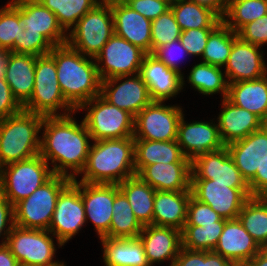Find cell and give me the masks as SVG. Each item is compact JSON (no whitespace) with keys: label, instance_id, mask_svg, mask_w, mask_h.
<instances>
[{"label":"cell","instance_id":"91938a15","mask_svg":"<svg viewBox=\"0 0 267 266\" xmlns=\"http://www.w3.org/2000/svg\"><path fill=\"white\" fill-rule=\"evenodd\" d=\"M263 126L266 128L267 130V120L263 122Z\"/></svg>","mask_w":267,"mask_h":266},{"label":"cell","instance_id":"b9f144b4","mask_svg":"<svg viewBox=\"0 0 267 266\" xmlns=\"http://www.w3.org/2000/svg\"><path fill=\"white\" fill-rule=\"evenodd\" d=\"M23 31L19 7L11 0L0 9V48L15 53V40H19Z\"/></svg>","mask_w":267,"mask_h":266},{"label":"cell","instance_id":"484cf974","mask_svg":"<svg viewBox=\"0 0 267 266\" xmlns=\"http://www.w3.org/2000/svg\"><path fill=\"white\" fill-rule=\"evenodd\" d=\"M222 109L217 117V125L222 143L228 144L246 138L259 130L263 121L254 113L238 107L227 98L221 99Z\"/></svg>","mask_w":267,"mask_h":266},{"label":"cell","instance_id":"4fadbf2b","mask_svg":"<svg viewBox=\"0 0 267 266\" xmlns=\"http://www.w3.org/2000/svg\"><path fill=\"white\" fill-rule=\"evenodd\" d=\"M183 109L177 105L152 101L134 117V139L174 141Z\"/></svg>","mask_w":267,"mask_h":266},{"label":"cell","instance_id":"2e32d148","mask_svg":"<svg viewBox=\"0 0 267 266\" xmlns=\"http://www.w3.org/2000/svg\"><path fill=\"white\" fill-rule=\"evenodd\" d=\"M261 46L244 42L238 36L225 64V75L229 83L256 80L267 75V65L264 61V51Z\"/></svg>","mask_w":267,"mask_h":266},{"label":"cell","instance_id":"681fc988","mask_svg":"<svg viewBox=\"0 0 267 266\" xmlns=\"http://www.w3.org/2000/svg\"><path fill=\"white\" fill-rule=\"evenodd\" d=\"M237 36L244 42L261 46L267 44V14L244 25Z\"/></svg>","mask_w":267,"mask_h":266},{"label":"cell","instance_id":"6125c7cd","mask_svg":"<svg viewBox=\"0 0 267 266\" xmlns=\"http://www.w3.org/2000/svg\"><path fill=\"white\" fill-rule=\"evenodd\" d=\"M170 3L174 2V1H178V0H168Z\"/></svg>","mask_w":267,"mask_h":266},{"label":"cell","instance_id":"d4e9b609","mask_svg":"<svg viewBox=\"0 0 267 266\" xmlns=\"http://www.w3.org/2000/svg\"><path fill=\"white\" fill-rule=\"evenodd\" d=\"M261 249L237 218L225 222L218 244L213 251L243 266Z\"/></svg>","mask_w":267,"mask_h":266},{"label":"cell","instance_id":"7dc6e473","mask_svg":"<svg viewBox=\"0 0 267 266\" xmlns=\"http://www.w3.org/2000/svg\"><path fill=\"white\" fill-rule=\"evenodd\" d=\"M152 55H154L158 60L165 63L167 67H169L170 69L176 70L178 73H180L183 76V88H184V84H185L184 75L182 74L178 63H180L179 60L183 58L184 55L189 56V54L187 53V50L183 47L180 39L171 41L170 43L166 45L158 47L152 53Z\"/></svg>","mask_w":267,"mask_h":266},{"label":"cell","instance_id":"f907efd6","mask_svg":"<svg viewBox=\"0 0 267 266\" xmlns=\"http://www.w3.org/2000/svg\"><path fill=\"white\" fill-rule=\"evenodd\" d=\"M134 11L153 21L170 9L168 0H123Z\"/></svg>","mask_w":267,"mask_h":266},{"label":"cell","instance_id":"74e56055","mask_svg":"<svg viewBox=\"0 0 267 266\" xmlns=\"http://www.w3.org/2000/svg\"><path fill=\"white\" fill-rule=\"evenodd\" d=\"M267 14V0H228L222 22L238 32L244 25Z\"/></svg>","mask_w":267,"mask_h":266},{"label":"cell","instance_id":"7402d4cb","mask_svg":"<svg viewBox=\"0 0 267 266\" xmlns=\"http://www.w3.org/2000/svg\"><path fill=\"white\" fill-rule=\"evenodd\" d=\"M19 7V18L24 30L41 33L53 46L65 44L67 33L57 17L38 0H12Z\"/></svg>","mask_w":267,"mask_h":266},{"label":"cell","instance_id":"ab89813d","mask_svg":"<svg viewBox=\"0 0 267 266\" xmlns=\"http://www.w3.org/2000/svg\"><path fill=\"white\" fill-rule=\"evenodd\" d=\"M57 17L59 24L68 33L70 29L102 0H38Z\"/></svg>","mask_w":267,"mask_h":266},{"label":"cell","instance_id":"7c38bea8","mask_svg":"<svg viewBox=\"0 0 267 266\" xmlns=\"http://www.w3.org/2000/svg\"><path fill=\"white\" fill-rule=\"evenodd\" d=\"M85 222L81 182L75 178L59 194L48 231L56 237L57 246L62 248L78 234Z\"/></svg>","mask_w":267,"mask_h":266},{"label":"cell","instance_id":"4dcf8cb0","mask_svg":"<svg viewBox=\"0 0 267 266\" xmlns=\"http://www.w3.org/2000/svg\"><path fill=\"white\" fill-rule=\"evenodd\" d=\"M136 175L155 163L191 162L185 157L177 141L134 139Z\"/></svg>","mask_w":267,"mask_h":266},{"label":"cell","instance_id":"e0dca14e","mask_svg":"<svg viewBox=\"0 0 267 266\" xmlns=\"http://www.w3.org/2000/svg\"><path fill=\"white\" fill-rule=\"evenodd\" d=\"M184 114L180 119L177 132V143L187 159L192 161L200 154L214 152L225 145L219 135L217 122L193 121L186 123Z\"/></svg>","mask_w":267,"mask_h":266},{"label":"cell","instance_id":"ffe728a7","mask_svg":"<svg viewBox=\"0 0 267 266\" xmlns=\"http://www.w3.org/2000/svg\"><path fill=\"white\" fill-rule=\"evenodd\" d=\"M81 197L88 219L95 226L99 238L110 230L115 198V184H91L81 182Z\"/></svg>","mask_w":267,"mask_h":266},{"label":"cell","instance_id":"52a82bcc","mask_svg":"<svg viewBox=\"0 0 267 266\" xmlns=\"http://www.w3.org/2000/svg\"><path fill=\"white\" fill-rule=\"evenodd\" d=\"M67 33V44L84 56L96 58L114 34L111 4L102 0Z\"/></svg>","mask_w":267,"mask_h":266},{"label":"cell","instance_id":"816d5d0a","mask_svg":"<svg viewBox=\"0 0 267 266\" xmlns=\"http://www.w3.org/2000/svg\"><path fill=\"white\" fill-rule=\"evenodd\" d=\"M22 110L23 107L13 96L5 78H0V120L18 114Z\"/></svg>","mask_w":267,"mask_h":266},{"label":"cell","instance_id":"d6986e66","mask_svg":"<svg viewBox=\"0 0 267 266\" xmlns=\"http://www.w3.org/2000/svg\"><path fill=\"white\" fill-rule=\"evenodd\" d=\"M139 75L148 87L152 101L165 102L183 89V76L152 54H146Z\"/></svg>","mask_w":267,"mask_h":266},{"label":"cell","instance_id":"7bdbcfd3","mask_svg":"<svg viewBox=\"0 0 267 266\" xmlns=\"http://www.w3.org/2000/svg\"><path fill=\"white\" fill-rule=\"evenodd\" d=\"M182 30L176 22L171 8L152 21L151 25V54L163 45L180 39Z\"/></svg>","mask_w":267,"mask_h":266},{"label":"cell","instance_id":"83f0119b","mask_svg":"<svg viewBox=\"0 0 267 266\" xmlns=\"http://www.w3.org/2000/svg\"><path fill=\"white\" fill-rule=\"evenodd\" d=\"M36 58L32 54L14 52L8 56L5 81L22 107L30 100L34 90Z\"/></svg>","mask_w":267,"mask_h":266},{"label":"cell","instance_id":"f35d334b","mask_svg":"<svg viewBox=\"0 0 267 266\" xmlns=\"http://www.w3.org/2000/svg\"><path fill=\"white\" fill-rule=\"evenodd\" d=\"M237 33L221 22L208 36L201 62L224 68Z\"/></svg>","mask_w":267,"mask_h":266},{"label":"cell","instance_id":"5b68a950","mask_svg":"<svg viewBox=\"0 0 267 266\" xmlns=\"http://www.w3.org/2000/svg\"><path fill=\"white\" fill-rule=\"evenodd\" d=\"M23 110L43 117L66 116L77 112L60 90L55 61L50 54L36 58L34 90ZM59 110L65 112L61 114Z\"/></svg>","mask_w":267,"mask_h":266},{"label":"cell","instance_id":"6f0895ef","mask_svg":"<svg viewBox=\"0 0 267 266\" xmlns=\"http://www.w3.org/2000/svg\"><path fill=\"white\" fill-rule=\"evenodd\" d=\"M243 266H267V248L261 249L250 261Z\"/></svg>","mask_w":267,"mask_h":266},{"label":"cell","instance_id":"9f6ffc18","mask_svg":"<svg viewBox=\"0 0 267 266\" xmlns=\"http://www.w3.org/2000/svg\"><path fill=\"white\" fill-rule=\"evenodd\" d=\"M0 266H20L6 245L0 246Z\"/></svg>","mask_w":267,"mask_h":266},{"label":"cell","instance_id":"8fae6325","mask_svg":"<svg viewBox=\"0 0 267 266\" xmlns=\"http://www.w3.org/2000/svg\"><path fill=\"white\" fill-rule=\"evenodd\" d=\"M192 196L199 202L209 205L223 219L234 220L249 197H252L248 184H221L213 180L191 179Z\"/></svg>","mask_w":267,"mask_h":266},{"label":"cell","instance_id":"60d3db41","mask_svg":"<svg viewBox=\"0 0 267 266\" xmlns=\"http://www.w3.org/2000/svg\"><path fill=\"white\" fill-rule=\"evenodd\" d=\"M225 222L196 226L185 225L181 231L182 247L193 251H213L217 246Z\"/></svg>","mask_w":267,"mask_h":266},{"label":"cell","instance_id":"603a6c76","mask_svg":"<svg viewBox=\"0 0 267 266\" xmlns=\"http://www.w3.org/2000/svg\"><path fill=\"white\" fill-rule=\"evenodd\" d=\"M226 147L234 164L248 183L267 158V130L262 126L246 138L232 142Z\"/></svg>","mask_w":267,"mask_h":266},{"label":"cell","instance_id":"db71d44e","mask_svg":"<svg viewBox=\"0 0 267 266\" xmlns=\"http://www.w3.org/2000/svg\"><path fill=\"white\" fill-rule=\"evenodd\" d=\"M248 187L252 196H263L267 193V158L248 182Z\"/></svg>","mask_w":267,"mask_h":266},{"label":"cell","instance_id":"9a60e30c","mask_svg":"<svg viewBox=\"0 0 267 266\" xmlns=\"http://www.w3.org/2000/svg\"><path fill=\"white\" fill-rule=\"evenodd\" d=\"M100 95L134 117L152 102L148 87L139 74L102 80Z\"/></svg>","mask_w":267,"mask_h":266},{"label":"cell","instance_id":"f6af8a7d","mask_svg":"<svg viewBox=\"0 0 267 266\" xmlns=\"http://www.w3.org/2000/svg\"><path fill=\"white\" fill-rule=\"evenodd\" d=\"M209 205L199 202L192 195L187 205V221L185 225L204 226L214 224V222H226Z\"/></svg>","mask_w":267,"mask_h":266},{"label":"cell","instance_id":"1f68e13d","mask_svg":"<svg viewBox=\"0 0 267 266\" xmlns=\"http://www.w3.org/2000/svg\"><path fill=\"white\" fill-rule=\"evenodd\" d=\"M105 266H150L137 238H100Z\"/></svg>","mask_w":267,"mask_h":266},{"label":"cell","instance_id":"836d02e7","mask_svg":"<svg viewBox=\"0 0 267 266\" xmlns=\"http://www.w3.org/2000/svg\"><path fill=\"white\" fill-rule=\"evenodd\" d=\"M170 8L182 31L192 28H216L222 22L215 12L189 0L174 1Z\"/></svg>","mask_w":267,"mask_h":266},{"label":"cell","instance_id":"d590c367","mask_svg":"<svg viewBox=\"0 0 267 266\" xmlns=\"http://www.w3.org/2000/svg\"><path fill=\"white\" fill-rule=\"evenodd\" d=\"M246 231L262 248H267V201L263 196L249 197L238 215Z\"/></svg>","mask_w":267,"mask_h":266},{"label":"cell","instance_id":"11a10c76","mask_svg":"<svg viewBox=\"0 0 267 266\" xmlns=\"http://www.w3.org/2000/svg\"><path fill=\"white\" fill-rule=\"evenodd\" d=\"M198 5L204 6L209 8L213 12H215L221 19L224 17L227 6L228 0H189Z\"/></svg>","mask_w":267,"mask_h":266},{"label":"cell","instance_id":"f546056e","mask_svg":"<svg viewBox=\"0 0 267 266\" xmlns=\"http://www.w3.org/2000/svg\"><path fill=\"white\" fill-rule=\"evenodd\" d=\"M231 103L267 120V75L256 80L229 83L226 97Z\"/></svg>","mask_w":267,"mask_h":266},{"label":"cell","instance_id":"6da1fadb","mask_svg":"<svg viewBox=\"0 0 267 266\" xmlns=\"http://www.w3.org/2000/svg\"><path fill=\"white\" fill-rule=\"evenodd\" d=\"M72 115L44 117L39 154L51 161L53 174L75 179L85 167L92 138L85 122L78 124Z\"/></svg>","mask_w":267,"mask_h":266},{"label":"cell","instance_id":"ee69618b","mask_svg":"<svg viewBox=\"0 0 267 266\" xmlns=\"http://www.w3.org/2000/svg\"><path fill=\"white\" fill-rule=\"evenodd\" d=\"M171 266H240L214 251H193L181 247Z\"/></svg>","mask_w":267,"mask_h":266},{"label":"cell","instance_id":"ac0fdd59","mask_svg":"<svg viewBox=\"0 0 267 266\" xmlns=\"http://www.w3.org/2000/svg\"><path fill=\"white\" fill-rule=\"evenodd\" d=\"M111 4L114 34L124 38L146 54H151L152 21L134 11L123 0H107Z\"/></svg>","mask_w":267,"mask_h":266},{"label":"cell","instance_id":"f5cc1de1","mask_svg":"<svg viewBox=\"0 0 267 266\" xmlns=\"http://www.w3.org/2000/svg\"><path fill=\"white\" fill-rule=\"evenodd\" d=\"M14 226V206L0 193V237L3 236L0 246L6 245L8 235Z\"/></svg>","mask_w":267,"mask_h":266},{"label":"cell","instance_id":"cb8c5ba5","mask_svg":"<svg viewBox=\"0 0 267 266\" xmlns=\"http://www.w3.org/2000/svg\"><path fill=\"white\" fill-rule=\"evenodd\" d=\"M138 238L150 266L165 260L171 261V266L182 247L181 231L173 227L146 225Z\"/></svg>","mask_w":267,"mask_h":266},{"label":"cell","instance_id":"680465c9","mask_svg":"<svg viewBox=\"0 0 267 266\" xmlns=\"http://www.w3.org/2000/svg\"><path fill=\"white\" fill-rule=\"evenodd\" d=\"M10 50L0 48V78H5L6 64Z\"/></svg>","mask_w":267,"mask_h":266},{"label":"cell","instance_id":"277c9868","mask_svg":"<svg viewBox=\"0 0 267 266\" xmlns=\"http://www.w3.org/2000/svg\"><path fill=\"white\" fill-rule=\"evenodd\" d=\"M43 119L41 115L22 110L0 120V168L39 154Z\"/></svg>","mask_w":267,"mask_h":266},{"label":"cell","instance_id":"bcb514c9","mask_svg":"<svg viewBox=\"0 0 267 266\" xmlns=\"http://www.w3.org/2000/svg\"><path fill=\"white\" fill-rule=\"evenodd\" d=\"M53 45L41 34L24 30L19 40H15V53L41 56L49 54Z\"/></svg>","mask_w":267,"mask_h":266},{"label":"cell","instance_id":"8992f818","mask_svg":"<svg viewBox=\"0 0 267 266\" xmlns=\"http://www.w3.org/2000/svg\"><path fill=\"white\" fill-rule=\"evenodd\" d=\"M72 181L54 174L29 197L14 205L15 225L26 229L48 230L61 191Z\"/></svg>","mask_w":267,"mask_h":266},{"label":"cell","instance_id":"3957f363","mask_svg":"<svg viewBox=\"0 0 267 266\" xmlns=\"http://www.w3.org/2000/svg\"><path fill=\"white\" fill-rule=\"evenodd\" d=\"M93 142L79 182L118 185L136 175L133 137Z\"/></svg>","mask_w":267,"mask_h":266},{"label":"cell","instance_id":"d6a6232c","mask_svg":"<svg viewBox=\"0 0 267 266\" xmlns=\"http://www.w3.org/2000/svg\"><path fill=\"white\" fill-rule=\"evenodd\" d=\"M118 187L125 194L140 224L142 226L151 225L156 190L138 175L125 179L118 184Z\"/></svg>","mask_w":267,"mask_h":266},{"label":"cell","instance_id":"94428289","mask_svg":"<svg viewBox=\"0 0 267 266\" xmlns=\"http://www.w3.org/2000/svg\"><path fill=\"white\" fill-rule=\"evenodd\" d=\"M263 198L267 201V193L263 195Z\"/></svg>","mask_w":267,"mask_h":266},{"label":"cell","instance_id":"e575fe53","mask_svg":"<svg viewBox=\"0 0 267 266\" xmlns=\"http://www.w3.org/2000/svg\"><path fill=\"white\" fill-rule=\"evenodd\" d=\"M113 216L109 233L105 237L109 238H137L143 226L136 219L132 207L125 194L115 184V198L113 203Z\"/></svg>","mask_w":267,"mask_h":266},{"label":"cell","instance_id":"44dd1931","mask_svg":"<svg viewBox=\"0 0 267 266\" xmlns=\"http://www.w3.org/2000/svg\"><path fill=\"white\" fill-rule=\"evenodd\" d=\"M191 179H207L221 184H248L226 146L195 157L191 161Z\"/></svg>","mask_w":267,"mask_h":266},{"label":"cell","instance_id":"7a4b0ae2","mask_svg":"<svg viewBox=\"0 0 267 266\" xmlns=\"http://www.w3.org/2000/svg\"><path fill=\"white\" fill-rule=\"evenodd\" d=\"M57 79L65 100L77 111L101 94V78L94 58L84 56L67 43L53 46Z\"/></svg>","mask_w":267,"mask_h":266},{"label":"cell","instance_id":"f1b7e54d","mask_svg":"<svg viewBox=\"0 0 267 266\" xmlns=\"http://www.w3.org/2000/svg\"><path fill=\"white\" fill-rule=\"evenodd\" d=\"M191 191H157L154 197L152 225L183 230Z\"/></svg>","mask_w":267,"mask_h":266},{"label":"cell","instance_id":"4316f807","mask_svg":"<svg viewBox=\"0 0 267 266\" xmlns=\"http://www.w3.org/2000/svg\"><path fill=\"white\" fill-rule=\"evenodd\" d=\"M137 175L157 191H191V162L155 163Z\"/></svg>","mask_w":267,"mask_h":266},{"label":"cell","instance_id":"30bf717a","mask_svg":"<svg viewBox=\"0 0 267 266\" xmlns=\"http://www.w3.org/2000/svg\"><path fill=\"white\" fill-rule=\"evenodd\" d=\"M52 236L48 230L15 225L8 235L6 246L22 266H67L64 261H53L56 245Z\"/></svg>","mask_w":267,"mask_h":266},{"label":"cell","instance_id":"ba28073f","mask_svg":"<svg viewBox=\"0 0 267 266\" xmlns=\"http://www.w3.org/2000/svg\"><path fill=\"white\" fill-rule=\"evenodd\" d=\"M40 154L0 168V193L14 206L54 174Z\"/></svg>","mask_w":267,"mask_h":266},{"label":"cell","instance_id":"9c48e42d","mask_svg":"<svg viewBox=\"0 0 267 266\" xmlns=\"http://www.w3.org/2000/svg\"><path fill=\"white\" fill-rule=\"evenodd\" d=\"M85 109L83 118L92 141L133 137L134 116L110 104L101 95L84 103L77 111Z\"/></svg>","mask_w":267,"mask_h":266},{"label":"cell","instance_id":"c3c4849f","mask_svg":"<svg viewBox=\"0 0 267 266\" xmlns=\"http://www.w3.org/2000/svg\"><path fill=\"white\" fill-rule=\"evenodd\" d=\"M215 28L189 29L182 31L180 41L187 50L189 56H203L204 48L208 41V36Z\"/></svg>","mask_w":267,"mask_h":266},{"label":"cell","instance_id":"8d00e7d4","mask_svg":"<svg viewBox=\"0 0 267 266\" xmlns=\"http://www.w3.org/2000/svg\"><path fill=\"white\" fill-rule=\"evenodd\" d=\"M188 83L202 95L221 93L222 99L228 94V81L221 67L200 62L195 64L187 77Z\"/></svg>","mask_w":267,"mask_h":266},{"label":"cell","instance_id":"5bb4252c","mask_svg":"<svg viewBox=\"0 0 267 266\" xmlns=\"http://www.w3.org/2000/svg\"><path fill=\"white\" fill-rule=\"evenodd\" d=\"M145 55L139 47L113 34L95 58L98 74L101 80L139 74Z\"/></svg>","mask_w":267,"mask_h":266}]
</instances>
